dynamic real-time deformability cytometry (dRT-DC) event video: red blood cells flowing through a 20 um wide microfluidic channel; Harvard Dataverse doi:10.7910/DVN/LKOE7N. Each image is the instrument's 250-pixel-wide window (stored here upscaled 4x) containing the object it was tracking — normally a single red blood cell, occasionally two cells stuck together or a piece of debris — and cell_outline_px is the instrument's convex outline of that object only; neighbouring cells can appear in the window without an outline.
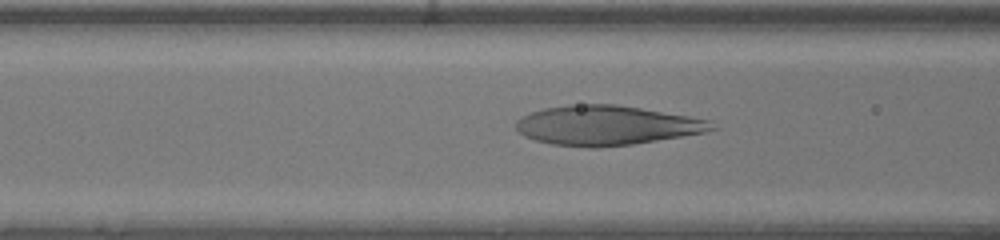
{"species": "human", "species_latin": "Homo sapiens", "temperature_condition": "warm", "stored_images_in_passage": 46, "camera_frame_rate_fps": 3000, "um_per_image_px": 0.085, "donor": {"sex": "male"}, "frame": {"image": 1, "passage_image": 17, "time_ms": 5.333, "image_size_px": [1000, 240], "cell_outline_px": [[716, 128], [704, 132], [632, 144], [596, 148], [588, 148], [552, 144], [536, 140], [524, 136], [516, 128], [516, 120], [520, 116], [544, 108], [568, 104], [616, 104], [688, 116], [708, 120]], "centroid_in_image_um": [51.48, 10.65], "position_along_channel_um": 115.1, "area_um2": 44.85}}
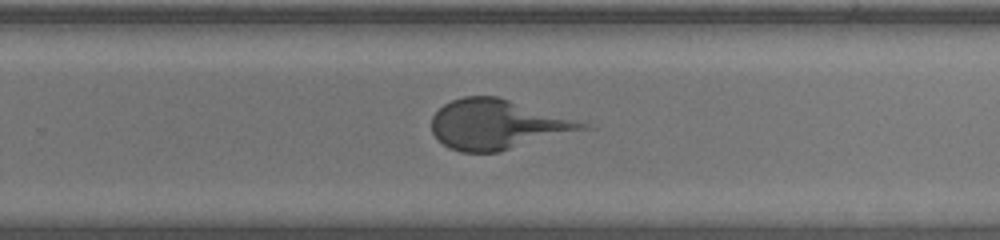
{"frame": {"image": 2, "passage_image": 29, "time_ms": 9.333, "image_size_px": [1000, 240], "cell_outline_px": [[596, 128], [500, 152], [460, 152], [448, 148], [436, 140], [432, 132], [432, 116], [444, 104], [452, 100], [464, 96], [496, 96], [588, 124]], "centroid_in_image_um": [42.28, 10.61], "position_along_channel_um": 287.5, "area_um2": 43.93}}
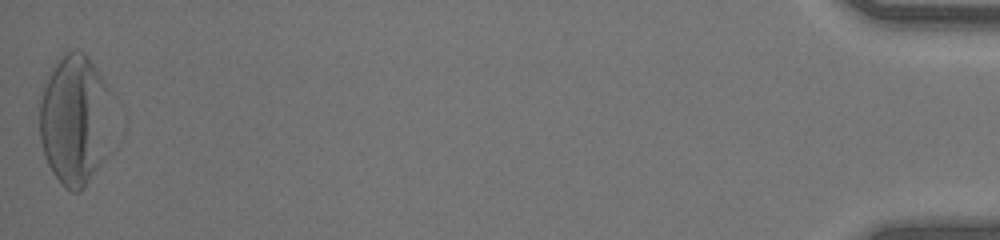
{"frame": {"image": 3, "passage_image": 46, "time_ms": 15.0, "image_size_px": [1000, 240], "cell_outline_px": [[108, 88], [104, 156], [80, 192], [72, 192], [64, 188], [60, 184], [52, 172], [44, 156], [40, 140], [40, 100], [48, 76], [52, 68], [64, 52], [84, 52], [88, 56], [104, 80]], "centroid_in_image_um": [6.26, 10.19], "position_along_channel_um": 428.9, "area_um2": 53.47}}